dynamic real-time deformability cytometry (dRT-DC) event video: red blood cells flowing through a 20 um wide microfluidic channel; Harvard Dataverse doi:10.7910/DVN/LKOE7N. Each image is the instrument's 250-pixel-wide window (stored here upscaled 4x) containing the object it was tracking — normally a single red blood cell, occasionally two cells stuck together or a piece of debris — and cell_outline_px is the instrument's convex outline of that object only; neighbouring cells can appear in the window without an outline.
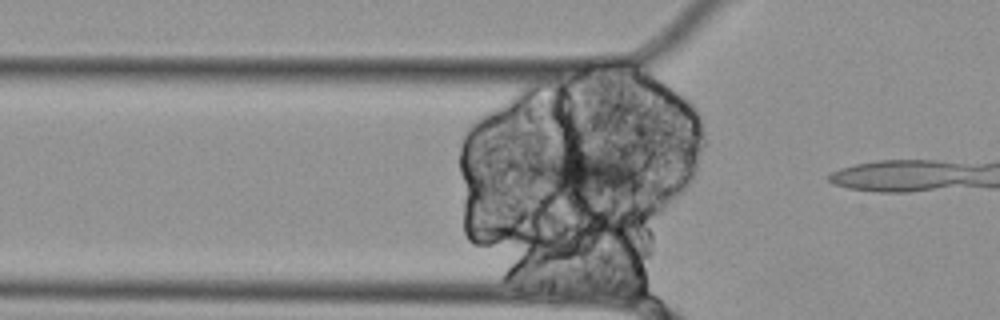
{"species": "Egyptian fruit bat (a non-hibernating species)", "species_latin": "Rousettus aegyptiacus", "temperature_condition": "cold", "stored_images_in_passage": 8, "segment_of_instrument_passage": [1, 2], "camera_frame_rate_fps": 3000, "um_per_image_px": 0.085, "animal": {"sex": "female"}, "frame": {"image": 1, "passage_image": 6, "time_ms": 1.667, "image_size_px": [1000, 320], "cell_outline_px": [[652, 200], [564, 196], [528, 172], [528, 164], [552, 152], [576, 148], [616, 156], [644, 172], [652, 192]], "centroid_in_image_um": [50.23, 14.9], "position_along_channel_um": 75.6, "area_um2": 32.71}}